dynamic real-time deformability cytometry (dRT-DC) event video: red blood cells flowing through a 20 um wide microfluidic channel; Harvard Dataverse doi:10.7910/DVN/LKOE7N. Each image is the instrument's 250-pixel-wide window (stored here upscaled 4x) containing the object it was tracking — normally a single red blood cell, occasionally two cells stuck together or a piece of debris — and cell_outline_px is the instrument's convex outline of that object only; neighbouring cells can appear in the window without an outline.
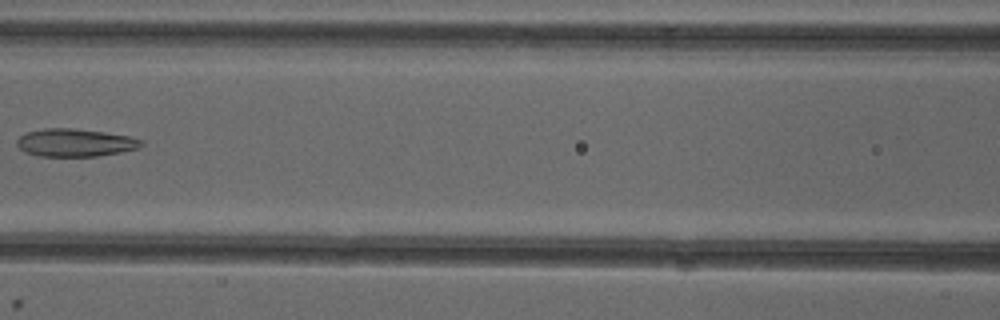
{"species": "common noctule bat (a hibernating species)", "species_latin": "Nyctalus noctula", "temperature_condition": "cold", "stored_images_in_passage": 7, "camera_frame_rate_fps": 3000, "um_per_image_px": 0.085, "animal": {"sex": "female"}, "frame": {"image": 1, "passage_image": 6, "time_ms": 6.0, "image_size_px": [1000, 320], "cell_outline_px": [[144, 144], [136, 148], [120, 152], [96, 156], [40, 156], [24, 152], [16, 144], [16, 140], [20, 136], [28, 132], [44, 128], [72, 128], [104, 132], [128, 136], [144, 140]], "centroid_in_image_um": [6.37, 12.12], "position_along_channel_um": 160.2, "area_um2": 20.06}}
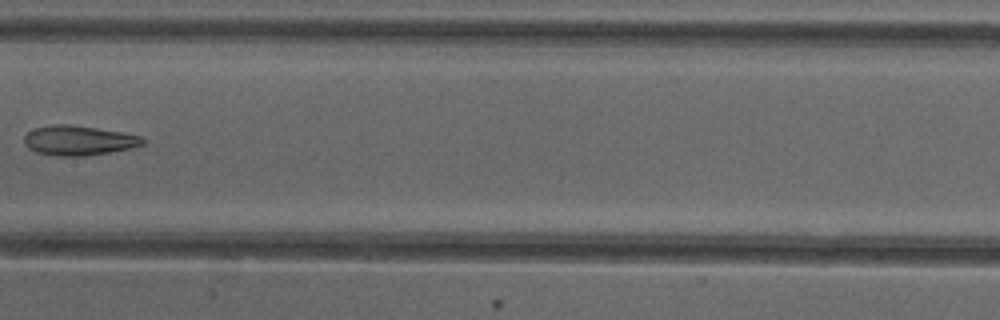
{"frame": {"image": 2, "passage_image": 7, "time_ms": 7.0, "image_size_px": [1000, 320], "cell_outline_px": [[148, 140], [144, 144], [132, 148], [84, 156], [56, 156], [36, 152], [28, 148], [24, 144], [24, 136], [28, 132], [36, 128], [52, 124], [68, 124], [124, 132], [144, 136]], "centroid_in_image_um": [6.73, 11.94], "position_along_channel_um": 200.7, "area_um2": 20.75}}